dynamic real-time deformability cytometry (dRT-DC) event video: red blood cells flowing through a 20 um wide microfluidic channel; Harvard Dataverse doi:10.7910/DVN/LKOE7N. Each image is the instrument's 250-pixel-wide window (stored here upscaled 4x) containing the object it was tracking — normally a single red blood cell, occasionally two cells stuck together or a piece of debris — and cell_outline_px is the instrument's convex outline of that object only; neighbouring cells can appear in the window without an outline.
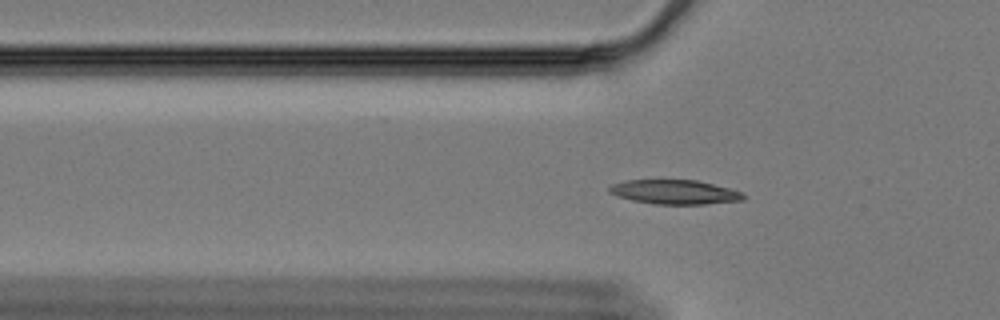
{"species": "Egyptian fruit bat (a non-hibernating species)", "species_latin": "Rousettus aegyptiacus", "temperature_condition": "cold", "stored_images_in_passage": 56, "camera_frame_rate_fps": 3000, "um_per_image_px": 0.085, "animal": {"sex": "female"}, "frame": {"image": 1, "passage_image": 16, "time_ms": 5.0, "image_size_px": [1000, 320], "cell_outline_px": [[744, 200], [704, 204], [652, 204], [632, 200], [616, 196], [608, 192], [608, 188], [612, 184], [624, 180], [696, 180], [744, 192]], "centroid_in_image_um": [57.31, 16.32], "position_along_channel_um": 68.5, "area_um2": 19.02}}
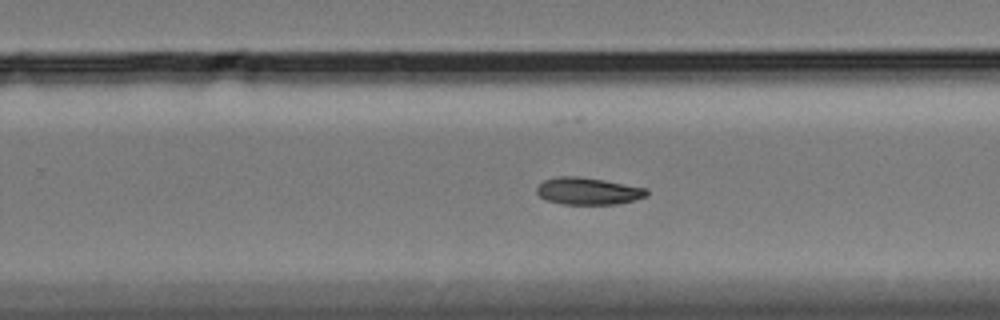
{"frame": {"image": 2, "passage_image": 35, "time_ms": 11.333, "image_size_px": [1000, 320], "cell_outline_px": [[648, 196], [636, 200], [616, 204], [560, 204], [544, 200], [536, 192], [536, 188], [544, 180], [556, 176], [580, 176], [604, 180], [648, 188]], "centroid_in_image_um": [49.99, 16.24], "position_along_channel_um": 279.8, "area_um2": 17.63}}
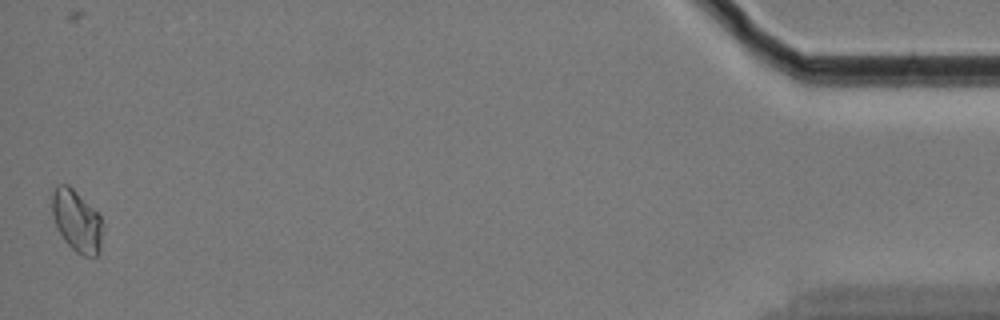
{"frame": {"image": 3, "passage_image": 56, "time_ms": 18.333, "image_size_px": [1000, 320], "cell_outline_px": [[104, 228], [100, 252], [96, 256], [84, 256], [76, 252], [64, 240], [56, 224], [52, 212], [52, 192], [56, 184], [68, 184], [100, 216]], "centroid_in_image_um": [6.55, 18.79], "position_along_channel_um": 428.7, "area_um2": 18.15}, "authors_computed_cell_mechanics": {"area_um2": 17.5134, "velocity_mm_per_s": 3.3346, "shape_relaxation_time_tau1_ms": 6.0445, "shape_relaxation_time_tau2_ms": null, "deformation_change_tau1": 0.1036, "deformation_change_tau2": null}}